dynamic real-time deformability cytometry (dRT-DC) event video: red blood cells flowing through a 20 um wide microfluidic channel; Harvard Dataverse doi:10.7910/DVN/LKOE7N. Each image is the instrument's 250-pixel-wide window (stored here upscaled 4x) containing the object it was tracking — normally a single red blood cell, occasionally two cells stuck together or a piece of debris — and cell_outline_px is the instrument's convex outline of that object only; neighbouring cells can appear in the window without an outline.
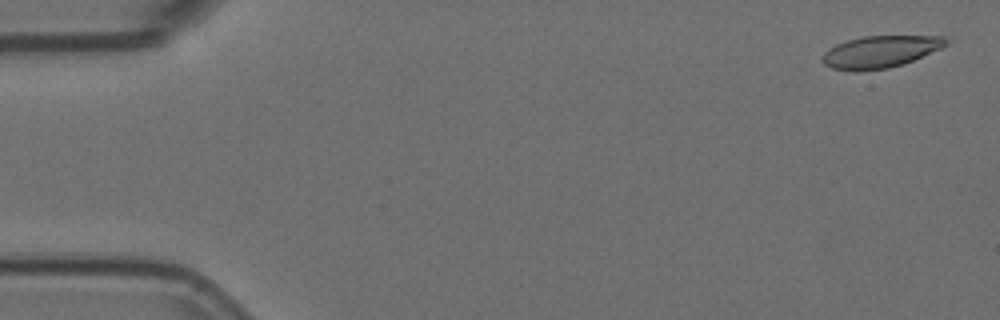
{"species": "Egyptian fruit bat (a non-hibernating species)", "species_latin": "Rousettus aegyptiacus", "temperature_condition": "room temperature", "stored_images_in_passage": 6, "camera_frame_rate_fps": 3000, "um_per_image_px": 0.085, "animal": {"sex": "female"}, "frame": {"image": 1, "passage_image": 1, "time_ms": 0.0, "image_size_px": [1000, 320], "cell_outline_px": [[952, 40], [948, 44], [940, 48], [904, 64], [888, 68], [856, 72], [832, 68], [824, 64], [820, 60], [824, 52], [836, 44], [848, 40], [864, 36], [944, 36]], "centroid_in_image_um": [74.82, 4.4], "position_along_channel_um": 10.2, "area_um2": 23.18}}
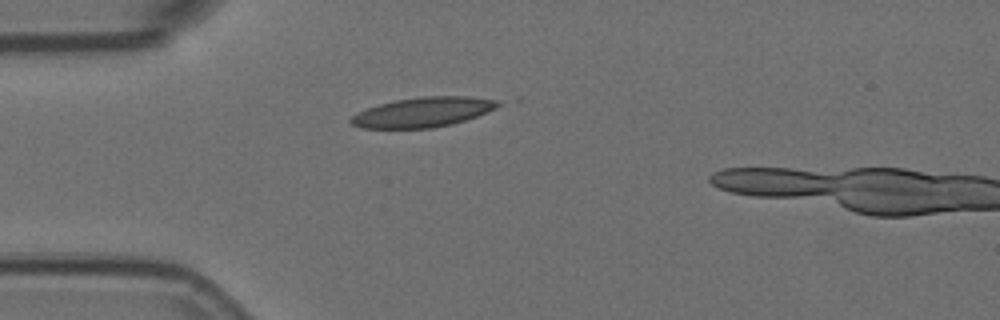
{"frame": {"image": 2, "passage_image": 5, "time_ms": 1.333, "image_size_px": [1000, 320], "cell_outline_px": [[500, 104], [496, 108], [488, 112], [452, 124], [432, 128], [360, 128], [352, 124], [348, 120], [352, 116], [368, 108], [380, 104], [396, 100], [424, 96], [468, 96], [496, 100]], "centroid_in_image_um": [35.95, 9.54], "position_along_channel_um": 49.1, "area_um2": 25.26}}